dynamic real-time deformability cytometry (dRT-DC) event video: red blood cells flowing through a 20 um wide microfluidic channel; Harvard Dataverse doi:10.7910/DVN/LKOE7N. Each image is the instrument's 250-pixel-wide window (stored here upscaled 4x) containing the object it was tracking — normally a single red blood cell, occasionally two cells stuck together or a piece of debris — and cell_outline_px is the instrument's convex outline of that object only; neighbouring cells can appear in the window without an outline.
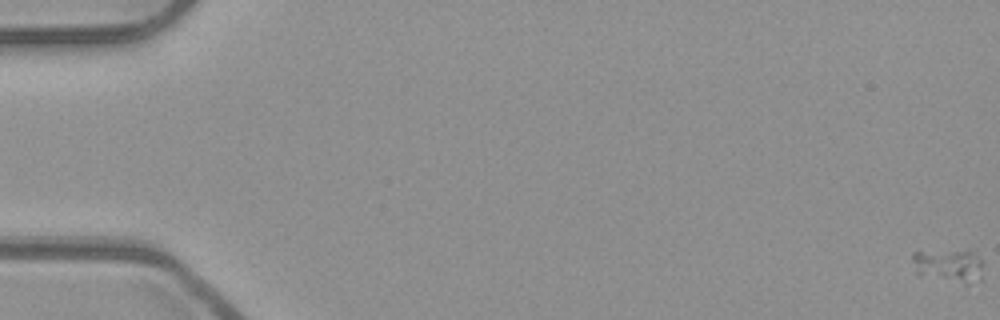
{"species": "common noctule bat (a hibernating species)", "species_latin": "Nyctalus noctula", "temperature_condition": "room temperature", "stored_images_in_passage": 56, "camera_frame_rate_fps": 3000, "um_per_image_px": 0.085, "animal": {"sex": "male", "body_mass_g": 23.1, "forearm_length_mm": 52.7}, "frame": {"image": 1, "passage_image": 1, "time_ms": 0.0, "image_size_px": [1000, 320], "cell_outline_px": [[980, 280], [968, 284], [964, 284], [916, 276], [912, 256], [912, 252], [968, 248], [980, 260]], "centroid_in_image_um": [80.58, 22.56], "position_along_channel_um": 4.4, "area_um2": 14.28}}
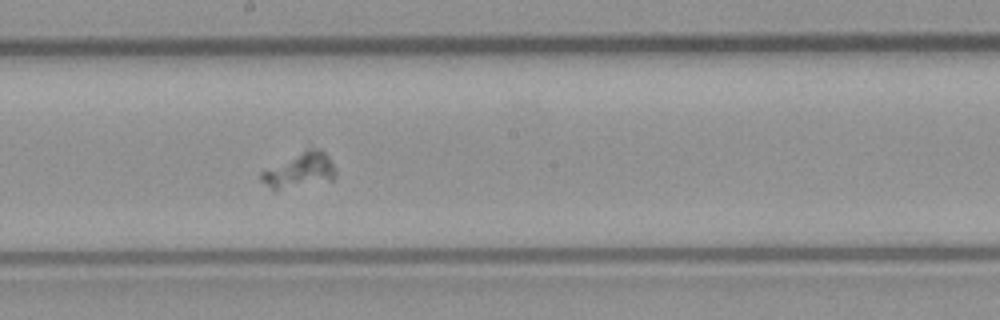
{"frame": {"image": 2, "passage_image": 32, "time_ms": 10.333, "image_size_px": [1000, 320], "cell_outline_px": [[336, 176], [332, 180], [276, 192], [260, 180], [260, 172], [308, 148], [320, 148], [328, 156], [336, 168]], "centroid_in_image_um": [25.48, 14.52], "position_along_channel_um": 222.7, "area_um2": 15.43}}
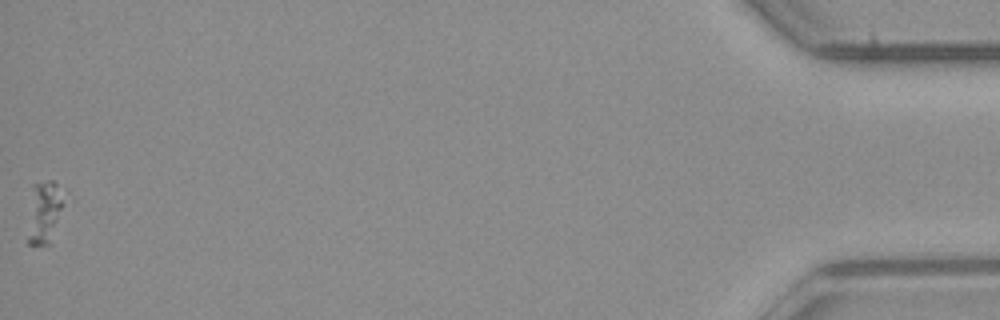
{"frame": {"image": 3, "passage_image": 56, "time_ms": 18.333, "image_size_px": [1000, 320], "cell_outline_px": [[60, 208], [48, 244], [28, 244], [28, 236], [32, 184], [48, 180], [52, 180], [56, 184], [60, 200]], "centroid_in_image_um": [3.67, 18.0], "position_along_channel_um": 431.5, "area_um2": 11.73}}